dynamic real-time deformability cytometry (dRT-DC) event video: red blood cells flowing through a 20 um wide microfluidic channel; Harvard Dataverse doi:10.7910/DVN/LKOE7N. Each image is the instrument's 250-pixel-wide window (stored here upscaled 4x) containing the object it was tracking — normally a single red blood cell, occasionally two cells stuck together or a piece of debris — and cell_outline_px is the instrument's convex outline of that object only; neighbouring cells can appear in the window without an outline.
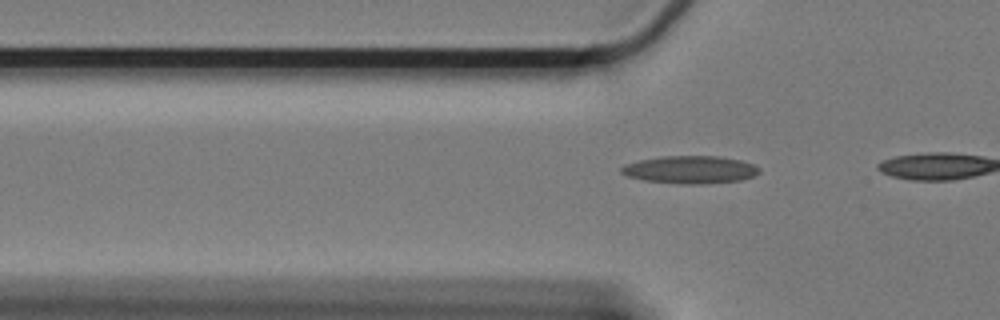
{"species": "Egyptian fruit bat (a non-hibernating species)", "species_latin": "Rousettus aegyptiacus", "temperature_condition": "cold", "stored_images_in_passage": 3, "camera_frame_rate_fps": 3000, "um_per_image_px": 0.085, "animal": {"sex": "female"}, "frame": {"image": 1, "passage_image": 2, "time_ms": 0.333, "image_size_px": [1000, 320], "cell_outline_px": [[760, 172], [752, 176], [740, 180], [700, 184], [684, 184], [644, 180], [628, 176], [620, 172], [620, 168], [624, 164], [640, 160], [660, 156], [716, 156], [740, 160], [752, 164], [760, 168]], "centroid_in_image_um": [58.64, 14.41], "position_along_channel_um": 67.2, "area_um2": 22.08}}